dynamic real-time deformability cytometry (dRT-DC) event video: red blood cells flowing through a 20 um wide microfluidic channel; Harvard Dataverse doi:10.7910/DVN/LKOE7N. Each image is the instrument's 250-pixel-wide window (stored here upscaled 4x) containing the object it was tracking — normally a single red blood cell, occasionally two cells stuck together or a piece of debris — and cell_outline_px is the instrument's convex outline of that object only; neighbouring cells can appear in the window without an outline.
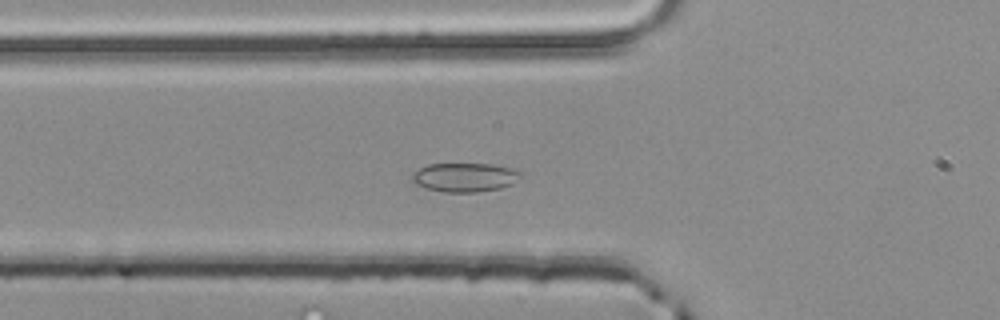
{"species": "common noctule bat (a hibernating species)", "species_latin": "Nyctalus noctula", "temperature_condition": "room temperature", "stored_images_in_passage": 49, "camera_frame_rate_fps": 3000, "um_per_image_px": 0.085, "animal": {"sex": "male", "body_mass_g": 20.4}, "frame": {"image": 1, "passage_image": 15, "time_ms": 4.667, "image_size_px": [1000, 320], "cell_outline_px": [[524, 176], [512, 184], [500, 188], [476, 192], [444, 192], [428, 188], [416, 184], [412, 180], [412, 172], [428, 164], [492, 164], [512, 168], [524, 172]], "centroid_in_image_um": [39.56, 15.06], "position_along_channel_um": 86.2, "area_um2": 18.44}}
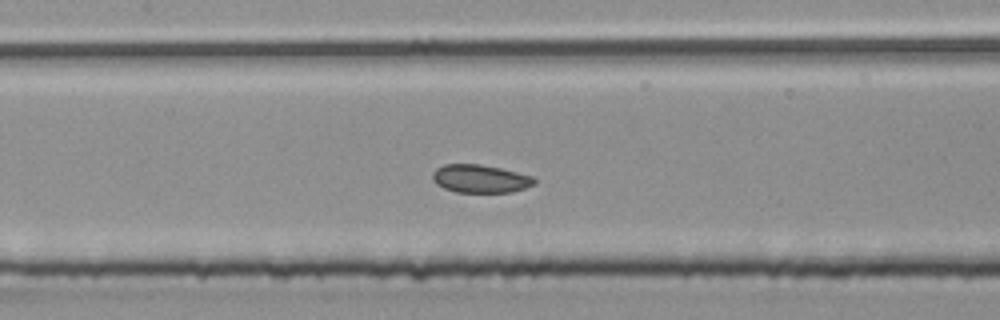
{"frame": {"image": 2, "passage_image": 21, "time_ms": 6.667, "image_size_px": [1000, 320], "cell_outline_px": [[536, 184], [512, 192], [456, 192], [444, 188], [436, 184], [432, 180], [432, 172], [436, 168], [444, 164], [480, 164], [500, 168], [532, 176], [536, 180]], "centroid_in_image_um": [40.8, 15.19], "position_along_channel_um": 166.6, "area_um2": 16.7}}
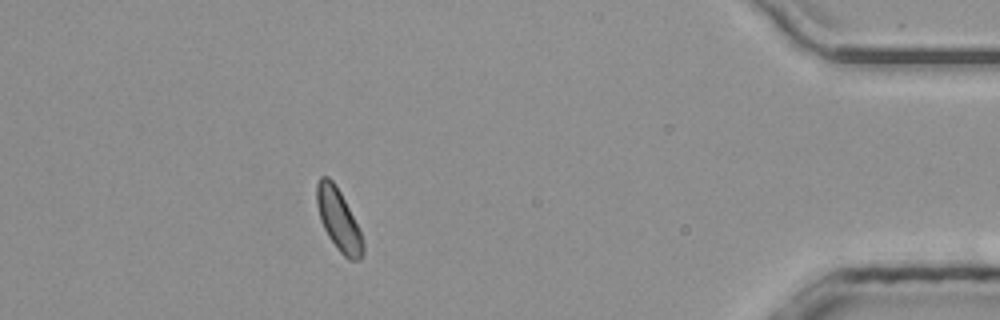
{"frame": {"image": 3, "passage_image": 43, "time_ms": 14.0, "image_size_px": [1000, 320], "cell_outline_px": [[364, 256], [360, 260], [348, 260], [340, 252], [328, 236], [320, 220], [316, 204], [316, 184], [320, 176], [328, 176], [332, 180], [340, 192], [360, 232], [364, 244]], "centroid_in_image_um": [28.76, 18.7], "position_along_channel_um": 406.4, "area_um2": 16.47}}